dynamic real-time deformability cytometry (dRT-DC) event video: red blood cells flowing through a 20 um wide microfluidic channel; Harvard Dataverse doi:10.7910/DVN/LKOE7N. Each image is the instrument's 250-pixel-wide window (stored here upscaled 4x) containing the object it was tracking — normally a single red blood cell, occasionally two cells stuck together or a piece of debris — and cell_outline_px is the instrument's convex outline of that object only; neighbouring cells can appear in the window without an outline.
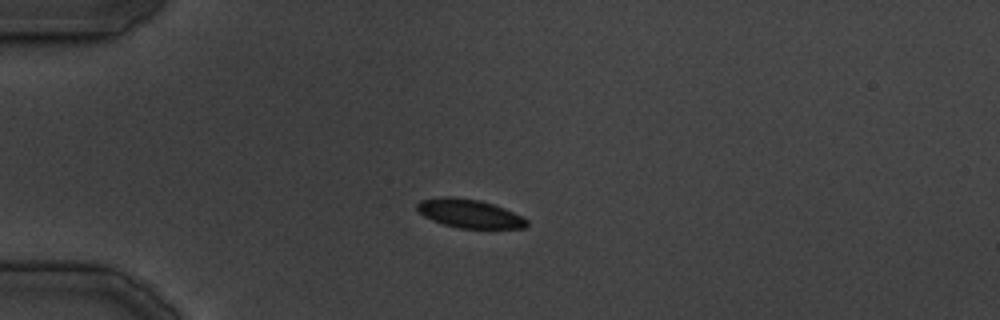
{"species": "common noctule bat (a hibernating species)", "species_latin": "Nyctalus noctula", "temperature_condition": "cold", "stored_images_in_passage": 7, "camera_frame_rate_fps": 3000, "um_per_image_px": 0.085, "animal": {"sex": "male", "body_mass_g": 19.5, "forearm_length_mm": 54.6}, "frame": {"image": 1, "passage_image": 1, "time_ms": 0.0, "image_size_px": [1000, 320], "cell_outline_px": [[528, 224], [524, 228], [460, 228], [444, 224], [432, 220], [424, 216], [416, 208], [416, 204], [420, 200], [440, 196], [452, 196], [480, 200], [504, 208], [528, 220]], "centroid_in_image_um": [39.86, 18.14], "position_along_channel_um": 45.1, "area_um2": 18.21}}
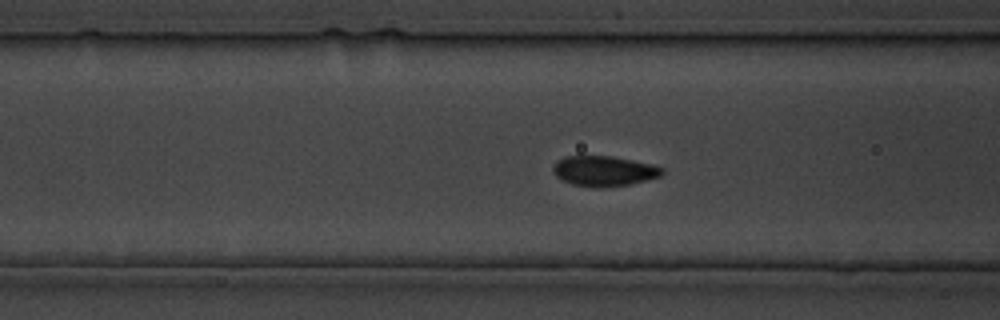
{"frame": {"image": 2, "passage_image": 6, "time_ms": 6.667, "image_size_px": [1000, 320], "cell_outline_px": [[664, 172], [660, 176], [628, 184], [572, 184], [556, 176], [552, 168], [556, 160], [564, 156], [580, 152], [612, 156], [652, 164], [664, 168]], "centroid_in_image_um": [51.28, 14.42], "position_along_channel_um": 115.3, "area_um2": 18.96}}